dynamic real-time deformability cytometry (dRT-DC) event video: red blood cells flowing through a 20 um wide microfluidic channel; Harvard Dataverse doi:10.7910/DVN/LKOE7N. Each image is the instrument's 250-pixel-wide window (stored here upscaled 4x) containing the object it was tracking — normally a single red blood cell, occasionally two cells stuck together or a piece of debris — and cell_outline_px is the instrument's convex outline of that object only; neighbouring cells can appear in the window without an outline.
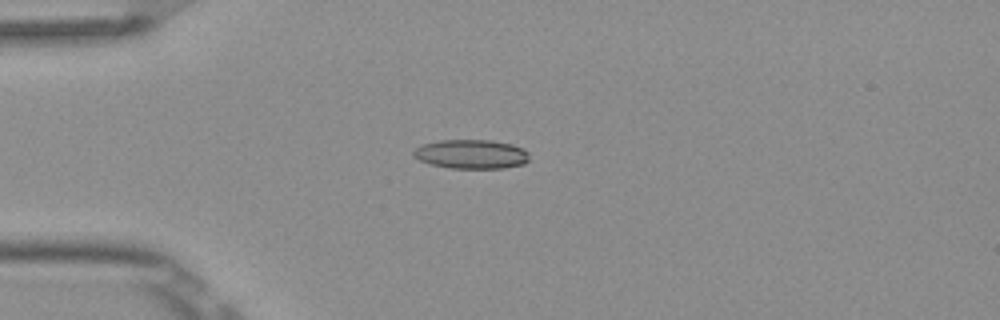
{"species": "Egyptian fruit bat (a non-hibernating species)", "species_latin": "Rousettus aegyptiacus", "temperature_condition": "room temperature", "stored_images_in_passage": 7, "camera_frame_rate_fps": 3000, "um_per_image_px": 0.085, "frame": {"image": 1, "passage_image": 4, "time_ms": 1.0, "image_size_px": [1000, 320], "cell_outline_px": [[528, 160], [524, 164], [504, 168], [448, 168], [428, 164], [412, 156], [412, 152], [420, 144], [440, 140], [492, 140], [512, 144], [524, 148], [528, 152]], "centroid_in_image_um": [40.04, 13.1], "position_along_channel_um": 45.0, "area_um2": 19.94}}
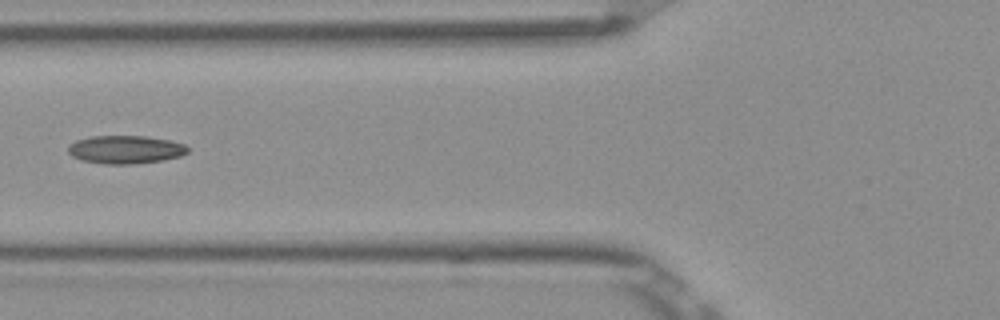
{"frame": {"image": 2, "passage_image": 6, "time_ms": 1.667, "image_size_px": [1000, 320], "cell_outline_px": [[188, 152], [180, 156], [164, 160], [132, 164], [104, 164], [80, 160], [72, 156], [68, 152], [68, 144], [76, 140], [92, 136], [144, 136], [168, 140], [184, 144], [188, 148]], "centroid_in_image_um": [10.63, 12.72], "position_along_channel_um": 115.2, "area_um2": 19.65}}
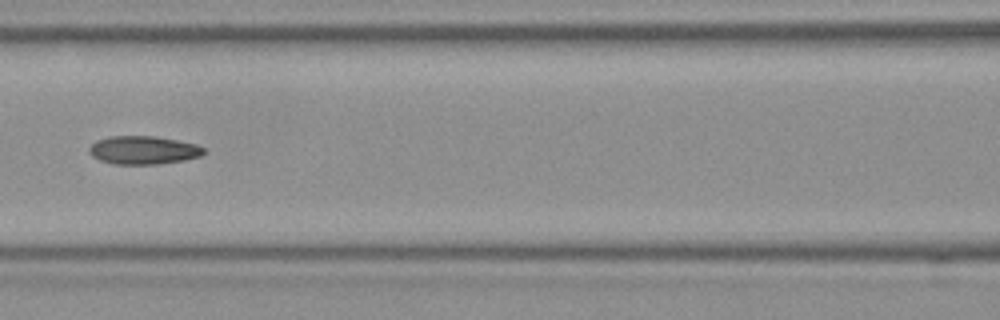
{"frame": {"image": 3, "passage_image": 7, "time_ms": 2.0, "image_size_px": [1000, 320], "cell_outline_px": [[204, 152], [200, 156], [184, 160], [156, 164], [112, 164], [100, 160], [92, 156], [88, 152], [88, 148], [96, 140], [112, 136], [156, 136], [196, 144], [204, 148]], "centroid_in_image_um": [12.15, 12.76], "position_along_channel_um": 154.4, "area_um2": 18.84}}